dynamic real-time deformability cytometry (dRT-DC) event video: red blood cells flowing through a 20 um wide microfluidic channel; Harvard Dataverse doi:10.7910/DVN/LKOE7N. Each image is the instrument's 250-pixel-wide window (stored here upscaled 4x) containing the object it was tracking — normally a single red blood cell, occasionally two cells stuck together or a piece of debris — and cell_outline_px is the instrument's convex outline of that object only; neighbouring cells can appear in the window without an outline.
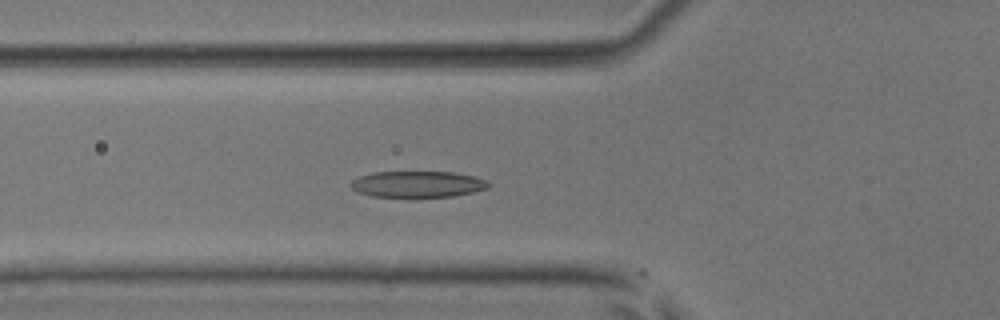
{"species": "common noctule bat (a hibernating species)", "species_latin": "Nyctalus noctula", "temperature_condition": "room temperature", "stored_images_in_passage": 48, "camera_frame_rate_fps": 3000, "um_per_image_px": 0.085, "animal": {"sex": "male", "body_mass_g": 17.9, "forearm_length_mm": 54.2}, "frame": {"image": 1, "passage_image": 14, "time_ms": 4.333, "image_size_px": [1000, 320], "cell_outline_px": [[492, 184], [488, 188], [472, 192], [452, 196], [372, 196], [356, 192], [348, 184], [352, 180], [360, 176], [372, 172], [452, 172], [476, 176], [488, 180]], "centroid_in_image_um": [35.51, 15.64], "position_along_channel_um": 90.3, "area_um2": 21.04}}
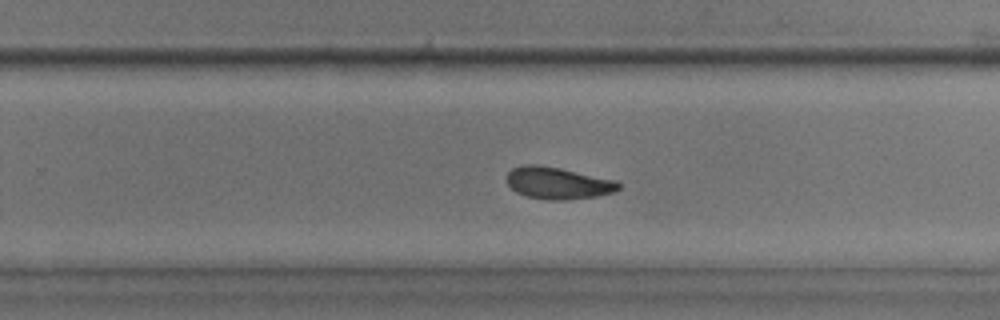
{"frame": {"image": 2, "passage_image": 29, "time_ms": 9.333, "image_size_px": [1000, 320], "cell_outline_px": [[620, 188], [612, 192], [596, 196], [568, 200], [548, 200], [524, 196], [516, 192], [508, 184], [508, 172], [512, 168], [524, 164], [540, 164], [560, 168], [616, 180], [620, 184]], "centroid_in_image_um": [47.4, 15.56], "position_along_channel_um": 282.4, "area_um2": 20.87}}
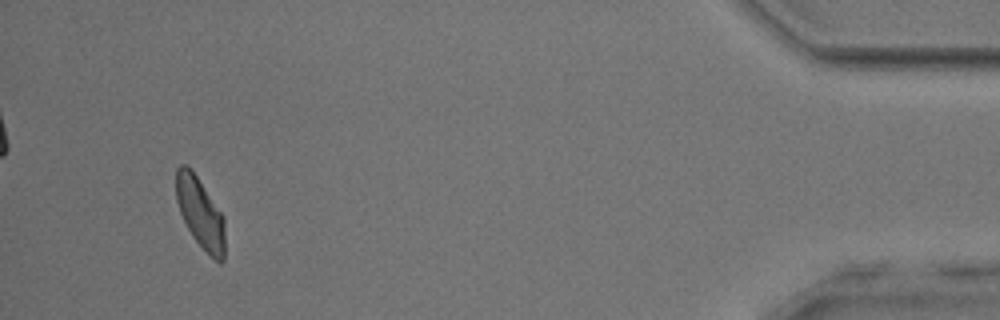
{"frame": {"image": 3, "passage_image": 45, "time_ms": 14.667, "image_size_px": [1000, 320], "cell_outline_px": [[224, 260], [220, 264], [192, 236], [180, 212], [176, 200], [176, 168], [180, 164], [184, 164], [196, 176], [224, 216]], "centroid_in_image_um": [17.02, 18.1], "position_along_channel_um": 418.2, "area_um2": 19.59}, "authors_computed_cell_mechanics": {"area_um2": 21.2126, "velocity_mm_per_s": 3.8604, "shape_relaxation_time_tau1_ms": 2.1877, "shape_relaxation_time_tau2_ms": 2.7299, "deformation_change_tau1": 0.1292, "deformation_change_tau2": 0.0952}}